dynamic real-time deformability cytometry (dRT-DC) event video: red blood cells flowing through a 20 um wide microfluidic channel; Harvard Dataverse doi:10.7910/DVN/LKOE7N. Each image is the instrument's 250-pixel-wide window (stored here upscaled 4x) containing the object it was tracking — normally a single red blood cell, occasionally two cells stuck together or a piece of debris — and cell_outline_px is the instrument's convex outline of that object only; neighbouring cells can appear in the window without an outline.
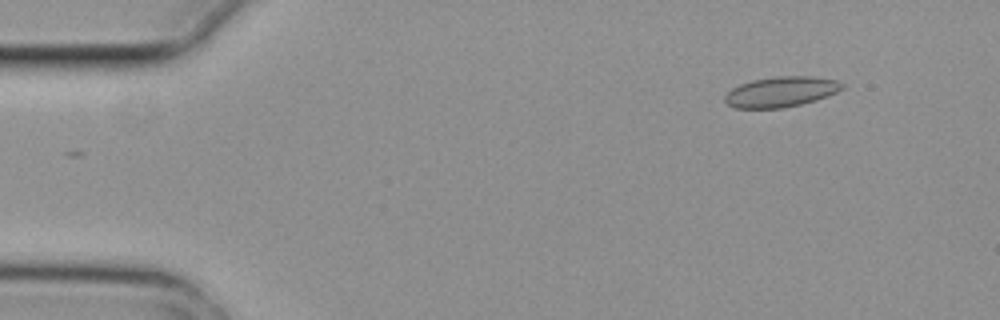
{"species": "common noctule bat (a hibernating species)", "species_latin": "Nyctalus noctula", "temperature_condition": "cold", "stored_images_in_passage": 4, "camera_frame_rate_fps": 3000, "um_per_image_px": 0.085, "animal": {"sex": "female", "body_mass_g": 29.2, "forearm_length_mm": 56.3}, "frame": {"image": 1, "passage_image": 1, "time_ms": 0.0, "image_size_px": [1000, 320], "cell_outline_px": [[844, 88], [836, 92], [816, 100], [784, 108], [736, 108], [728, 104], [724, 100], [724, 96], [732, 88], [740, 84], [752, 80], [776, 76], [812, 76], [836, 80], [844, 84]], "centroid_in_image_um": [66.38, 7.8], "position_along_channel_um": 18.6, "area_um2": 20.69}}
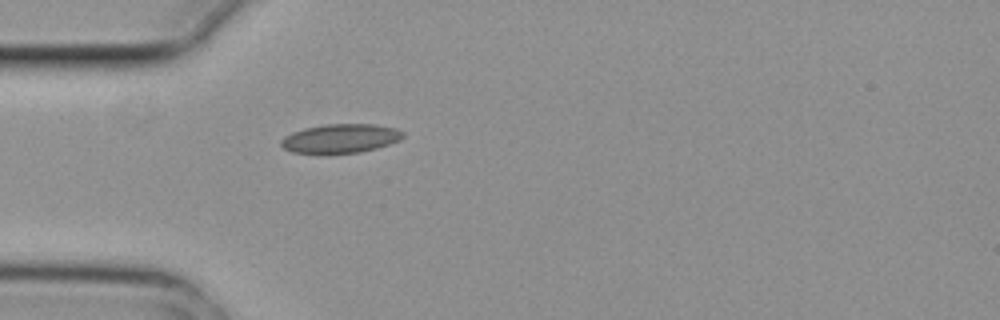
{"frame": {"image": 2, "passage_image": 4, "time_ms": 1.0, "image_size_px": [1000, 320], "cell_outline_px": [[404, 136], [400, 140], [376, 148], [360, 152], [328, 156], [316, 156], [292, 152], [284, 148], [280, 144], [280, 140], [284, 136], [292, 132], [304, 128], [324, 124], [372, 124], [396, 128], [404, 132]], "centroid_in_image_um": [28.87, 11.81], "position_along_channel_um": 56.1, "area_um2": 21.44}}